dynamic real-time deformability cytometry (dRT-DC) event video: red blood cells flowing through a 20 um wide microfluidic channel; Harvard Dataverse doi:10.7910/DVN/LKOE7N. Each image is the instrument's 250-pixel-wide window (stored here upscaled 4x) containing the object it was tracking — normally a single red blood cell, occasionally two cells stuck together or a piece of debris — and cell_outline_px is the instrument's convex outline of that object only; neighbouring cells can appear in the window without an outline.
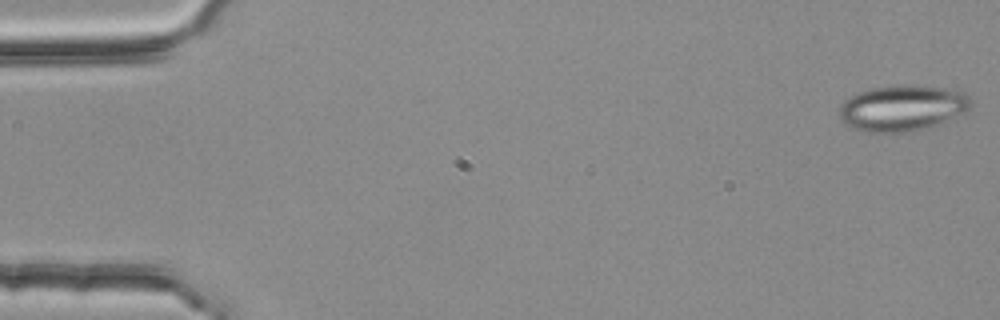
{"species": "common noctule bat (a hibernating species)", "species_latin": "Nyctalus noctula", "temperature_condition": "room temperature", "stored_images_in_passage": 54, "camera_frame_rate_fps": 3000, "um_per_image_px": 0.085, "animal": {"sex": "female", "body_mass_g": 25.1}, "frame": {"image": 1, "passage_image": 1, "time_ms": 0.0, "image_size_px": [1000, 320], "cell_outline_px": [[972, 104], [964, 112], [932, 124], [920, 128], [904, 132], [868, 132], [852, 128], [840, 120], [840, 104], [844, 100], [856, 92], [868, 88], [896, 84], [912, 84], [944, 88], [960, 92], [968, 96], [972, 100]], "centroid_in_image_um": [76.6, 9.14], "position_along_channel_um": 8.4, "area_um2": 34.85}}
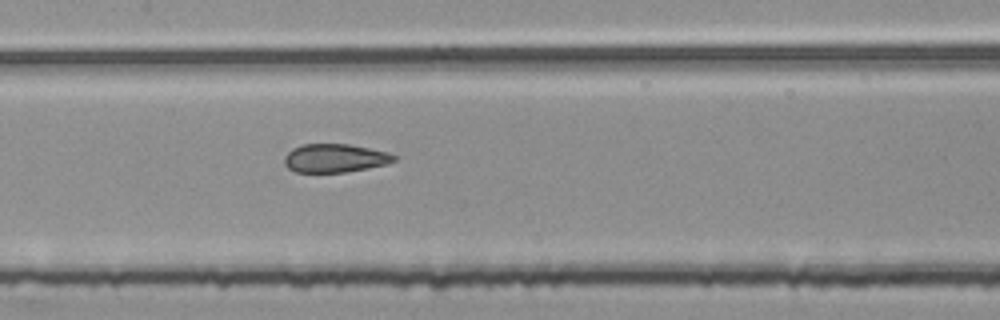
{"frame": {"image": 2, "passage_image": 26, "time_ms": 8.333, "image_size_px": [1000, 320], "cell_outline_px": [[396, 160], [388, 164], [368, 168], [344, 172], [296, 172], [288, 168], [284, 164], [284, 156], [292, 148], [300, 144], [348, 144], [388, 152], [396, 156]], "centroid_in_image_um": [28.45, 13.44], "position_along_channel_um": 178.9, "area_um2": 18.26}}
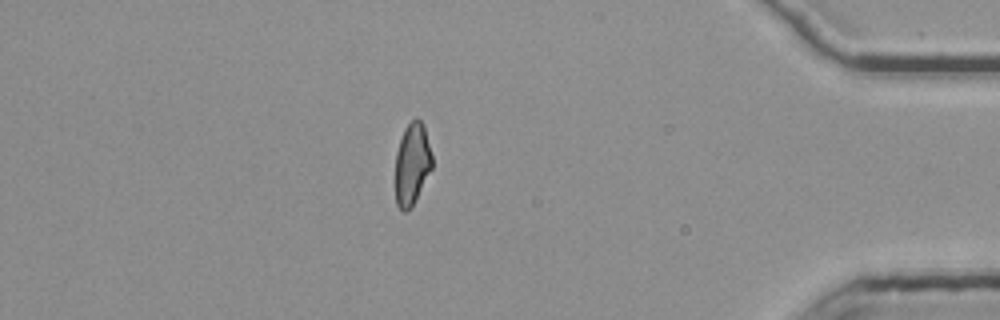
{"frame": {"image": 3, "passage_image": 47, "time_ms": 15.333, "image_size_px": [1000, 320], "cell_outline_px": [[432, 168], [412, 208], [404, 212], [396, 204], [396, 152], [404, 128], [416, 116], [424, 124], [432, 156]], "centroid_in_image_um": [35.03, 13.93], "position_along_channel_um": 400.2, "area_um2": 17.63}, "authors_computed_cell_mechanics": {"area_um2": 18.9295, "velocity_mm_per_s": 3.7791, "shape_relaxation_time_tau1_ms": null, "shape_relaxation_time_tau2_ms": 1.4353, "deformation_change_tau1": null, "deformation_change_tau2": 0.0959}}